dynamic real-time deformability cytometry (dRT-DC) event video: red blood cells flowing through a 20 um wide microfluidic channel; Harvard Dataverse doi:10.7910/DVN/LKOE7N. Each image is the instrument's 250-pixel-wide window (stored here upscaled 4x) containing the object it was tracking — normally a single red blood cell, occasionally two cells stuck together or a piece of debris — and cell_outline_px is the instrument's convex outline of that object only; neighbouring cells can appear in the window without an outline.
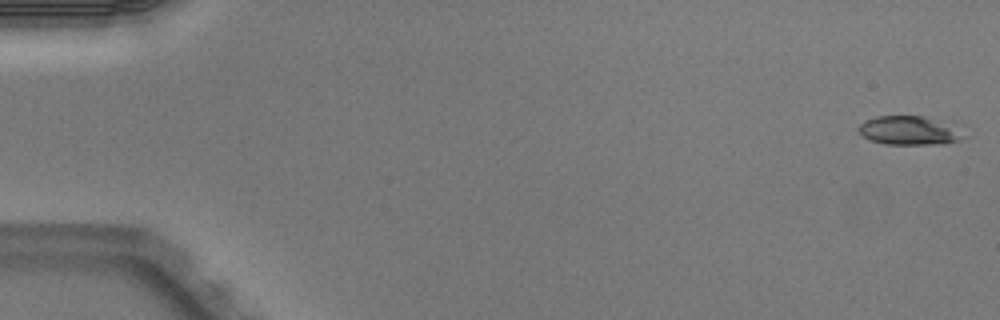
{"species": "Egyptian fruit bat (a non-hibernating species)", "species_latin": "Rousettus aegyptiacus", "temperature_condition": "warm", "stored_images_in_passage": 5, "camera_frame_rate_fps": 3000, "um_per_image_px": 0.085, "animal": {"sex": "male"}, "frame": {"image": 1, "passage_image": 1, "time_ms": 0.0, "image_size_px": [1000, 320], "cell_outline_px": [[968, 136], [956, 140], [940, 144], [884, 144], [872, 140], [864, 136], [860, 132], [860, 124], [864, 120], [876, 116], [924, 116], [960, 120]], "centroid_in_image_um": [77.54, 11.04], "position_along_channel_um": 7.5, "area_um2": 18.73}}
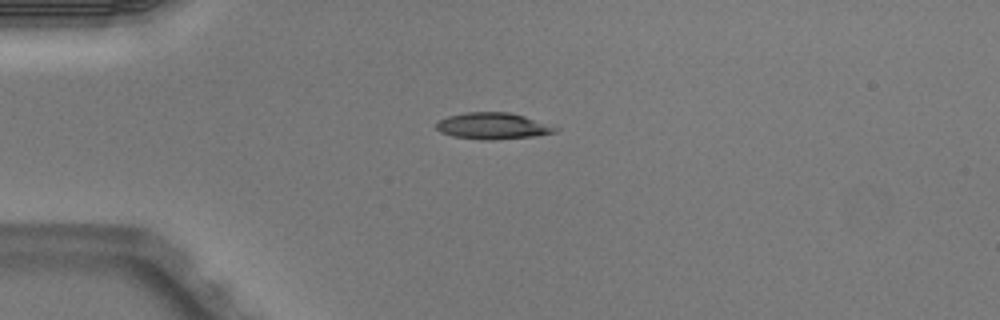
{"frame": {"image": 2, "passage_image": 4, "time_ms": 1.0, "image_size_px": [1000, 320], "cell_outline_px": [[560, 128], [556, 132], [536, 136], [492, 140], [480, 140], [452, 136], [440, 132], [436, 128], [436, 124], [440, 120], [448, 116], [464, 112], [508, 112], [524, 116]], "centroid_in_image_um": [41.88, 10.71], "position_along_channel_um": 43.1, "area_um2": 18.38}}